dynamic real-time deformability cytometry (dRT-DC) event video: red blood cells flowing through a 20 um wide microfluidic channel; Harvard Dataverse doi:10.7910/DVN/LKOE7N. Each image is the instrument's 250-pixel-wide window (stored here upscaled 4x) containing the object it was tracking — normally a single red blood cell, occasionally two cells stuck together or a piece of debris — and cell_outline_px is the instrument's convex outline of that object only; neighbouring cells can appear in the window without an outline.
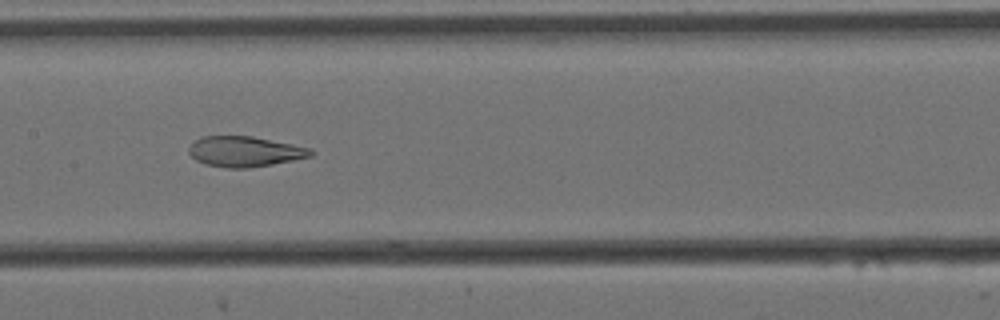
{"species": "Egyptian fruit bat (a non-hibernating species)", "species_latin": "Rousettus aegyptiacus", "temperature_condition": "cold", "stored_images_in_passage": 9, "camera_frame_rate_fps": 3000, "um_per_image_px": 0.085, "animal": {"sex": "female"}, "frame": {"image": 1, "passage_image": 7, "time_ms": 2.0, "image_size_px": [1000, 320], "cell_outline_px": [[312, 156], [272, 164], [248, 168], [228, 168], [204, 164], [196, 160], [188, 152], [188, 148], [200, 136], [252, 136], [312, 148]], "centroid_in_image_um": [20.79, 12.88], "position_along_channel_um": 186.6, "area_um2": 21.5}}
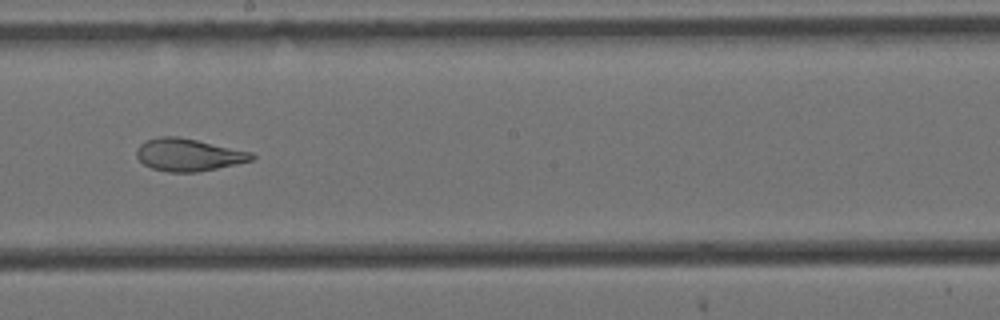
{"frame": {"image": 2, "passage_image": 8, "time_ms": 2.333, "image_size_px": [1000, 320], "cell_outline_px": [[256, 156], [252, 160], [236, 164], [196, 172], [168, 172], [152, 168], [144, 164], [136, 156], [136, 148], [144, 140], [160, 136], [180, 136], [252, 152]], "centroid_in_image_um": [15.99, 13.14], "position_along_channel_um": 232.2, "area_um2": 21.85}}
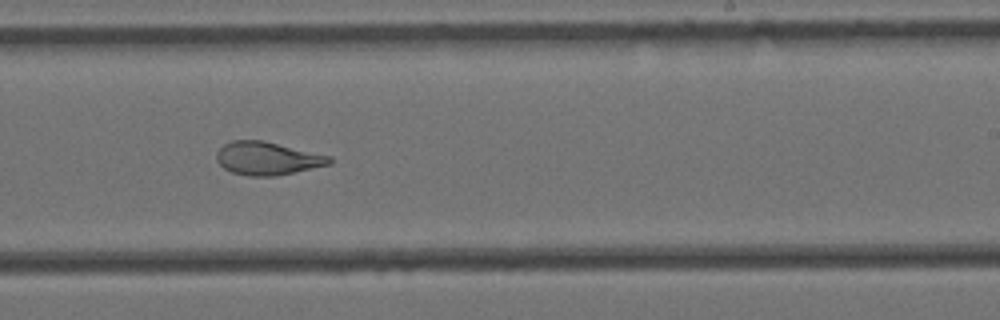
{"frame": {"image": 3, "passage_image": 9, "time_ms": 2.667, "image_size_px": [1000, 320], "cell_outline_px": [[332, 164], [276, 176], [248, 176], [232, 172], [224, 168], [216, 160], [216, 152], [224, 144], [232, 140], [264, 140], [332, 156]], "centroid_in_image_um": [22.74, 13.46], "position_along_channel_um": 266.3, "area_um2": 21.96}}